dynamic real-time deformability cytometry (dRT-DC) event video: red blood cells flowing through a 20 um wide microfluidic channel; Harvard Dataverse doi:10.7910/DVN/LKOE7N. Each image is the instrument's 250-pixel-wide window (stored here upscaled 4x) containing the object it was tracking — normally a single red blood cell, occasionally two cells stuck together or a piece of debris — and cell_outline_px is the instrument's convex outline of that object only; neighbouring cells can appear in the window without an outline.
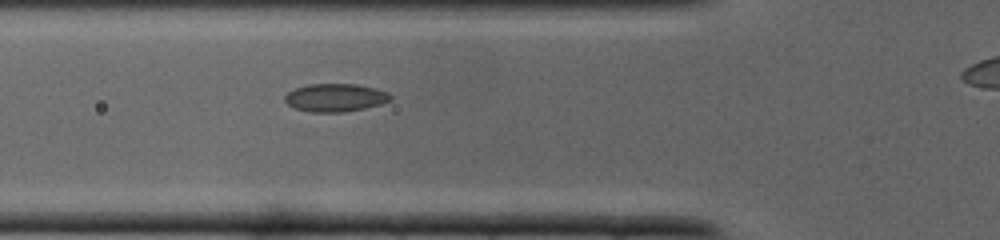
{"species": "common noctule bat (a hibernating species)", "species_latin": "Nyctalus noctula", "temperature_condition": "cold", "stored_images_in_passage": 20, "camera_frame_rate_fps": 3000, "um_per_image_px": 0.085, "animal": {"sex": "male", "body_mass_g": 19.0, "forearm_length_mm": 50.8}, "frame": {"image": 1, "passage_image": 2, "time_ms": 0.333, "image_size_px": [1000, 240], "cell_outline_px": [[392, 100], [380, 104], [364, 108], [344, 112], [312, 112], [296, 108], [288, 104], [284, 100], [284, 96], [288, 92], [296, 88], [308, 84], [356, 84], [376, 88], [388, 92], [392, 96]], "centroid_in_image_um": [28.52, 8.29], "position_along_channel_um": 97.3, "area_um2": 17.22}}
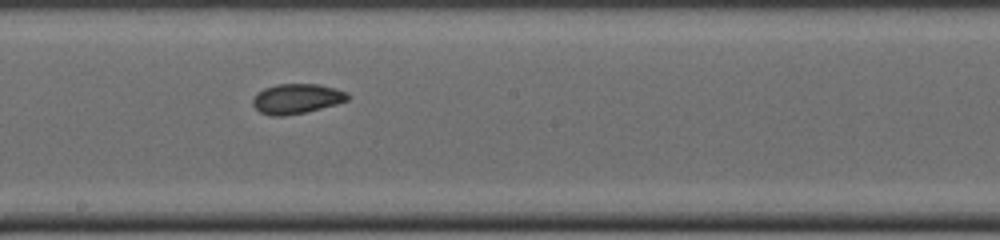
{"frame": {"image": 2, "passage_image": 9, "time_ms": 2.667, "image_size_px": [1000, 240], "cell_outline_px": [[352, 96], [348, 100], [336, 104], [304, 112], [284, 116], [272, 116], [260, 112], [252, 104], [252, 100], [256, 92], [264, 88], [276, 84], [320, 84], [348, 92]], "centroid_in_image_um": [25.22, 8.38], "position_along_channel_um": 223.0, "area_um2": 16.65}}
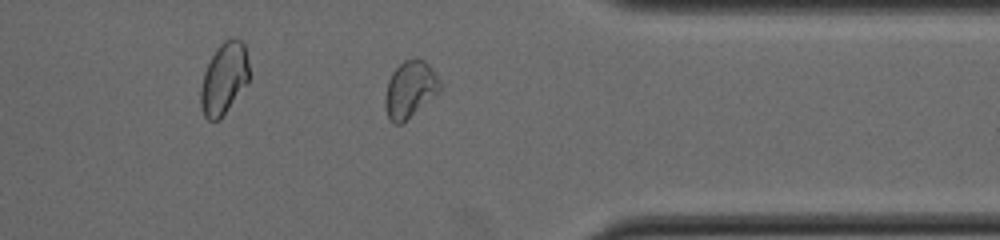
{"frame": {"image": 3, "passage_image": 18, "time_ms": 5.667, "image_size_px": [1000, 240], "cell_outline_px": [[440, 92], [400, 124], [392, 124], [388, 120], [384, 104], [384, 96], [388, 80], [392, 72], [404, 60], [416, 56], [424, 60], [432, 68], [440, 80]], "centroid_in_image_um": [34.83, 7.58], "position_along_channel_um": 376.6, "area_um2": 18.32}}